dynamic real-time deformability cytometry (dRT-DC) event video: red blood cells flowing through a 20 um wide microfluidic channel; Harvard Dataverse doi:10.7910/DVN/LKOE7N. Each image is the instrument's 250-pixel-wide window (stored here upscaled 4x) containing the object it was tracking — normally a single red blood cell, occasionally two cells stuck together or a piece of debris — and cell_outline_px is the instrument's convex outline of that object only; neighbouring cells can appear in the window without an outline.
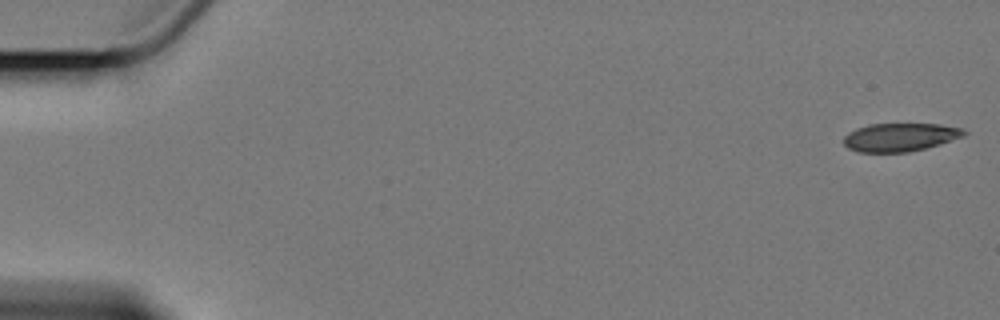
{"species": "Egyptian fruit bat (a non-hibernating species)", "species_latin": "Rousettus aegyptiacus", "temperature_condition": "cold", "stored_images_in_passage": 5, "camera_frame_rate_fps": 3000, "um_per_image_px": 0.085, "animal": {"sex": "female"}, "frame": {"image": 1, "passage_image": 1, "time_ms": 0.0, "image_size_px": [1000, 320], "cell_outline_px": [[968, 132], [964, 136], [940, 144], [908, 152], [856, 152], [848, 148], [844, 144], [844, 136], [848, 132], [856, 128], [868, 124], [940, 124], [964, 128]], "centroid_in_image_um": [76.51, 11.65], "position_along_channel_um": 8.5, "area_um2": 19.94}}
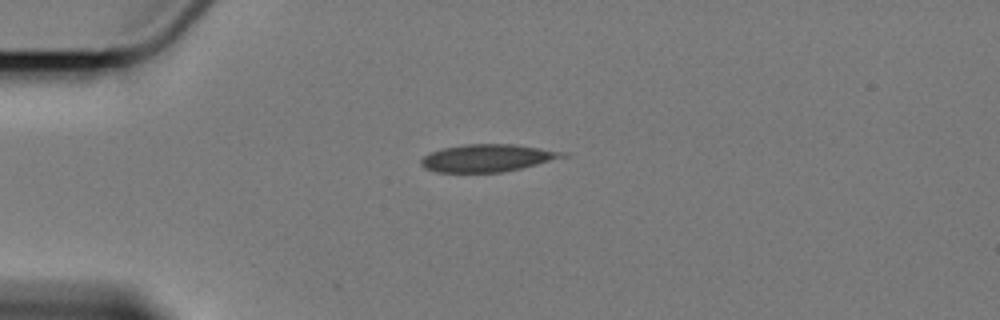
{"frame": {"image": 2, "passage_image": 4, "time_ms": 4.667, "image_size_px": [1000, 320], "cell_outline_px": [[568, 156], [520, 168], [500, 172], [436, 172], [424, 168], [420, 164], [420, 160], [424, 156], [432, 152], [444, 148], [464, 144], [512, 144], [568, 152]], "centroid_in_image_um": [41.41, 13.43], "position_along_channel_um": 43.6, "area_um2": 22.43}}